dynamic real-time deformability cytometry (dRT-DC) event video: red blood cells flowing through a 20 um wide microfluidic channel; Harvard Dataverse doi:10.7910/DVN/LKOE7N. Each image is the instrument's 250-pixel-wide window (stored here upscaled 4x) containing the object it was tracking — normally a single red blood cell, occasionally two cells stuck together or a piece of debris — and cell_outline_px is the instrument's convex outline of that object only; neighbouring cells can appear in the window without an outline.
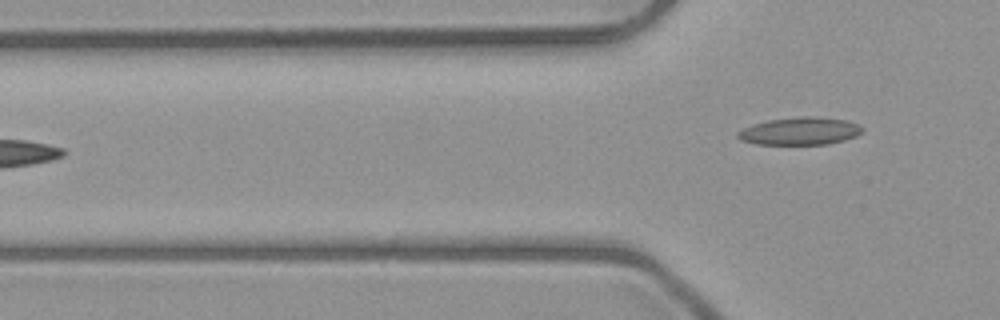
{"species": "common noctule bat (a hibernating species)", "species_latin": "Nyctalus noctula", "temperature_condition": "room temperature", "stored_images_in_passage": 5, "camera_frame_rate_fps": 3000, "um_per_image_px": 0.085, "animal": {"sex": "male", "body_mass_g": 23.1, "forearm_length_mm": 52.7}, "frame": {"image": 1, "passage_image": 5, "time_ms": 5.667, "image_size_px": [1000, 320], "cell_outline_px": [[864, 128], [856, 136], [844, 140], [828, 144], [756, 144], [740, 140], [736, 136], [736, 132], [752, 124], [768, 120], [804, 116], [812, 116], [844, 120], [856, 124]], "centroid_in_image_um": [67.95, 11.15], "position_along_channel_um": 57.9, "area_um2": 19.88}}